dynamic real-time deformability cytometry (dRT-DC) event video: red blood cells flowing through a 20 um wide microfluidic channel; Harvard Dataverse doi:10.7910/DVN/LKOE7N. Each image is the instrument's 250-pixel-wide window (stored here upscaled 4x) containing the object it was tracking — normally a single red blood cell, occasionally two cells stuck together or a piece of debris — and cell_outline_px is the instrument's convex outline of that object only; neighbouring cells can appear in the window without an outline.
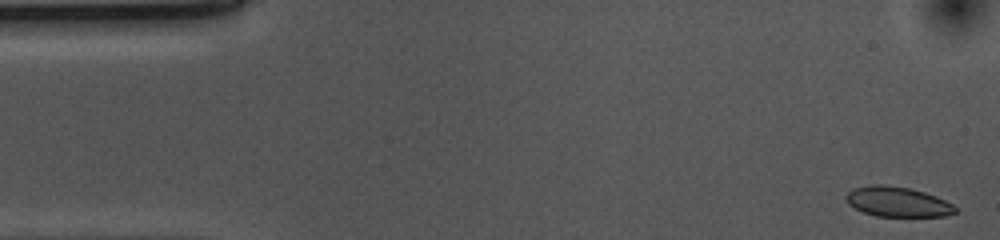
{"species": "common noctule bat (a hibernating species)", "species_latin": "Nyctalus noctula", "temperature_condition": "cold", "stored_images_in_passage": 51, "camera_frame_rate_fps": 3000, "um_per_image_px": 0.085, "animal": {"sex": "female", "body_mass_g": 10.0, "forearm_length_mm": 53.1}, "frame": {"image": 1, "passage_image": 1, "time_ms": 0.0, "image_size_px": [1000, 240], "cell_outline_px": [[956, 212], [944, 216], [876, 216], [864, 212], [848, 204], [848, 192], [856, 188], [872, 184], [884, 184], [908, 188], [924, 192], [936, 196], [952, 204], [956, 208]], "centroid_in_image_um": [76.31, 17.15], "position_along_channel_um": 8.7, "area_um2": 18.73}}
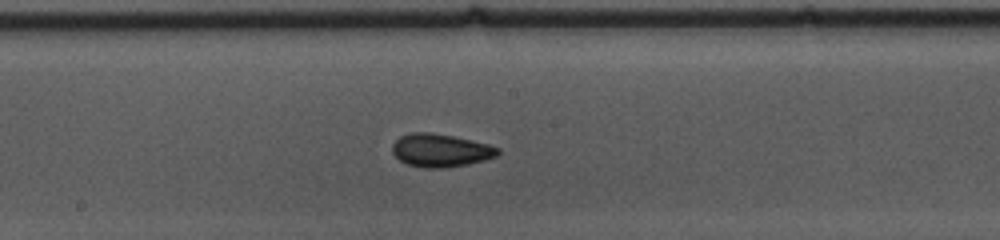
{"frame": {"image": 2, "passage_image": 26, "time_ms": 8.333, "image_size_px": [1000, 240], "cell_outline_px": [[500, 152], [496, 156], [484, 160], [468, 164], [444, 168], [424, 168], [408, 164], [400, 160], [392, 152], [392, 144], [400, 136], [412, 132], [432, 132], [452, 136], [488, 144], [500, 148]], "centroid_in_image_um": [37.44, 12.78], "position_along_channel_um": 210.8, "area_um2": 20.29}}
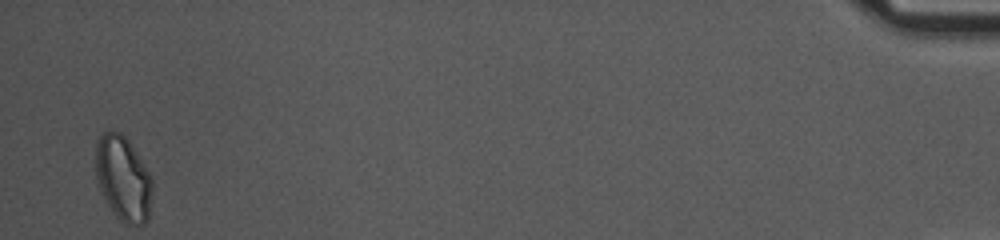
{"frame": {"image": 3, "passage_image": 51, "time_ms": 16.667, "image_size_px": [1000, 240], "cell_outline_px": [[152, 196], [148, 220], [144, 224], [124, 224], [116, 216], [100, 192], [96, 184], [96, 140], [104, 132], [120, 132], [128, 140], [148, 172], [152, 180]], "centroid_in_image_um": [10.45, 15.2], "position_along_channel_um": 424.7, "area_um2": 27.92}, "authors_computed_cell_mechanics": {"area_um2": 19.941, "velocity_mm_per_s": 3.6903, "shape_relaxation_time_tau1_ms": 5.8276, "shape_relaxation_time_tau2_ms": 2.3314, "deformation_change_tau1": 0.1099, "deformation_change_tau2": 0.0524}}